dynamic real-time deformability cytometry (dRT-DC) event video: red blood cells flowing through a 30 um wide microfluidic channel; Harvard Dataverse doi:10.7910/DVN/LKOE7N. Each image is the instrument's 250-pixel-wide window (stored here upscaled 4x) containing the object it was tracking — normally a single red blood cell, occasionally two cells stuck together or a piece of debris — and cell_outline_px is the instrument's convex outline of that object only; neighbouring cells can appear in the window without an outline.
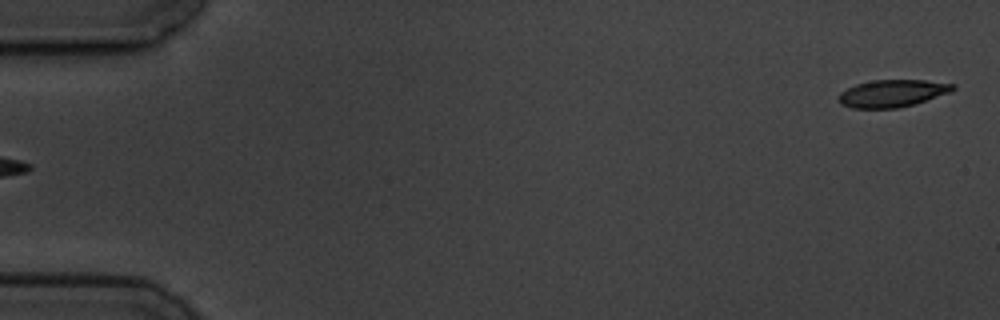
{"species": "common noctule bat (a hibernating species)", "species_latin": "Nyctalus noctula", "temperature_condition": "cold", "stored_images_in_passage": 5, "segment_of_instrument_passage": [2, 2], "camera_frame_rate_fps": 3000, "um_per_image_px": 0.085, "animal": {"sex": "male", "body_mass_g": 19.5, "forearm_length_mm": 54.6}, "frame": {"image": 1, "passage_image": 5, "time_ms": 4.333, "image_size_px": [1000, 320], "cell_outline_px": [[956, 88], [952, 92], [912, 104], [896, 108], [852, 108], [840, 104], [840, 92], [856, 84], [872, 80], [924, 80], [956, 84]], "centroid_in_image_um": [75.87, 7.92], "position_along_channel_um": 9.1, "area_um2": 18.03}}